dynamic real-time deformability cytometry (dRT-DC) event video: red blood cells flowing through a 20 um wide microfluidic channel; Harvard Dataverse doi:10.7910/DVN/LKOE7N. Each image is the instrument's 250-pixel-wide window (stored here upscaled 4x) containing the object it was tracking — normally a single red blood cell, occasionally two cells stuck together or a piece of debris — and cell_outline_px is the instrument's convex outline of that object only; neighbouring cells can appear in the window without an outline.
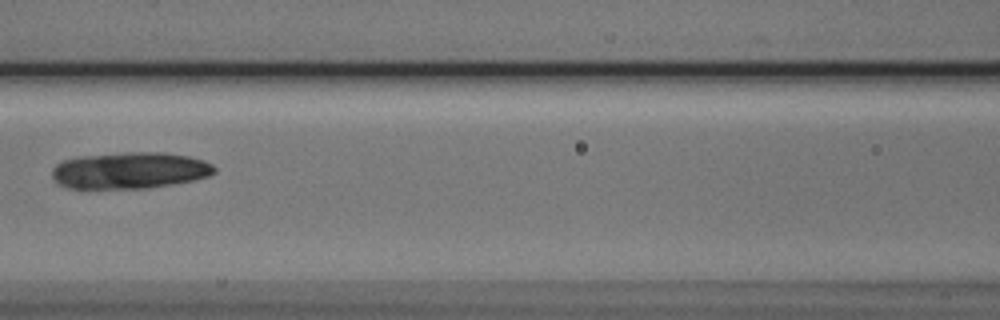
{"species": "Egyptian fruit bat (a non-hibernating species)", "species_latin": "Rousettus aegyptiacus", "temperature_condition": "cold", "stored_images_in_passage": 5, "camera_frame_rate_fps": 3000, "um_per_image_px": 0.085, "animal": {"sex": "male"}, "frame": {"image": 1, "passage_image": 5, "time_ms": 4.667, "image_size_px": [1000, 320], "cell_outline_px": [[216, 172], [208, 176], [192, 180], [172, 184], [148, 188], [64, 188], [56, 184], [52, 176], [52, 168], [56, 164], [64, 160], [80, 156], [128, 152], [164, 152], [188, 156], [204, 160], [212, 164], [216, 168]], "centroid_in_image_um": [11.01, 14.48], "position_along_channel_um": 155.6, "area_um2": 34.74}}